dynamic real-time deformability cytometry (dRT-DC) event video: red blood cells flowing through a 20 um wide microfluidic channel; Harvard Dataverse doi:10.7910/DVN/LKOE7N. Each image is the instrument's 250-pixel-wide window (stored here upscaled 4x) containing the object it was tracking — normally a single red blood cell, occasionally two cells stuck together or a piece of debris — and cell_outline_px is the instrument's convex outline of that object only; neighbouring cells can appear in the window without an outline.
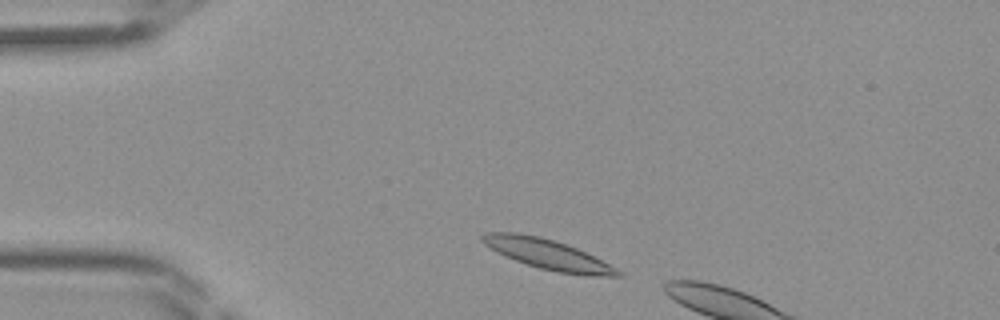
{"species": "Egyptian fruit bat (a non-hibernating species)", "species_latin": "Rousettus aegyptiacus", "temperature_condition": "room temperature", "stored_images_in_passage": 6, "camera_frame_rate_fps": 3000, "um_per_image_px": 0.085, "frame": {"image": 1, "passage_image": 3, "time_ms": 0.667, "image_size_px": [1000, 320], "cell_outline_px": [[624, 276], [588, 276], [556, 272], [540, 268], [504, 256], [484, 244], [480, 240], [480, 236], [484, 232], [516, 232], [540, 236], [576, 248], [624, 272]], "centroid_in_image_um": [46.53, 21.61], "position_along_channel_um": 38.5, "area_um2": 23.52}}